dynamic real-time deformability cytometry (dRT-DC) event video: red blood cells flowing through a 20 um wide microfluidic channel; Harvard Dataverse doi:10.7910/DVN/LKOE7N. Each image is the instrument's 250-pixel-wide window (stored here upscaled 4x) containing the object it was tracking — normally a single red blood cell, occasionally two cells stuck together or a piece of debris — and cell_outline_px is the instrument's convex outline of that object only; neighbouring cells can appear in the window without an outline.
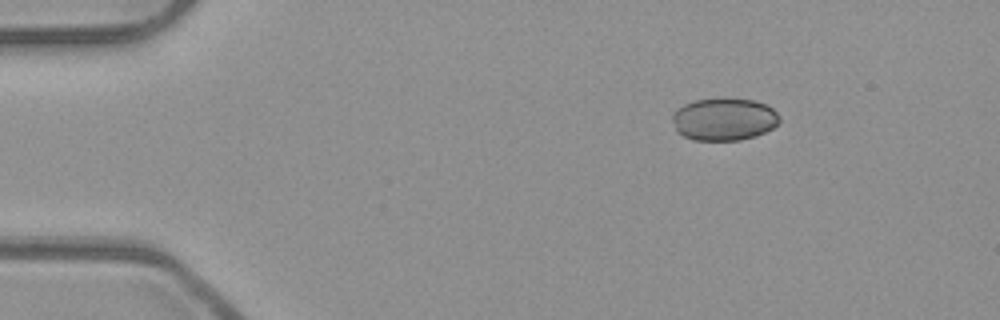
{"species": "common noctule bat (a hibernating species)", "species_latin": "Nyctalus noctula", "temperature_condition": "room temperature", "stored_images_in_passage": 5, "camera_frame_rate_fps": 3000, "um_per_image_px": 0.085, "animal": {"sex": "male", "body_mass_g": 23.1, "forearm_length_mm": 52.7}, "frame": {"image": 1, "passage_image": 5, "time_ms": 1.333, "image_size_px": [1000, 320], "cell_outline_px": [[780, 120], [772, 128], [756, 136], [740, 140], [692, 140], [676, 132], [672, 120], [672, 112], [676, 108], [684, 104], [696, 100], [724, 96], [752, 100], [764, 104], [772, 108], [780, 116]], "centroid_in_image_um": [61.5, 10.11], "position_along_channel_um": 23.5, "area_um2": 27.05}}